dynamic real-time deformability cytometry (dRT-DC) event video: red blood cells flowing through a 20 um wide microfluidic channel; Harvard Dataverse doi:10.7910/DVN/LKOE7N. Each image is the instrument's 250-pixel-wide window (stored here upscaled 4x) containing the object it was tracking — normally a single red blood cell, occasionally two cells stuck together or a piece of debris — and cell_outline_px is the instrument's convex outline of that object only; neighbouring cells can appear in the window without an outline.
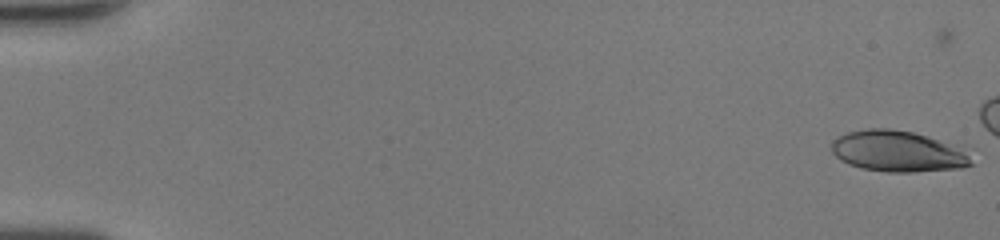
{"species": "human", "species_latin": "Homo sapiens", "temperature_condition": "room temperature", "stored_images_in_passage": 45, "camera_frame_rate_fps": 3000, "um_per_image_px": 0.085, "donor": {"sex": "female"}, "frame": {"image": 1, "passage_image": 1, "time_ms": 0.0, "image_size_px": [1000, 240], "cell_outline_px": [[976, 148], [972, 164], [964, 168], [912, 172], [888, 172], [860, 168], [848, 164], [840, 160], [832, 152], [832, 140], [836, 136], [848, 132], [868, 128], [888, 128], [912, 132]], "centroid_in_image_um": [76.49, 12.85], "position_along_channel_um": 8.5, "area_um2": 34.8}}
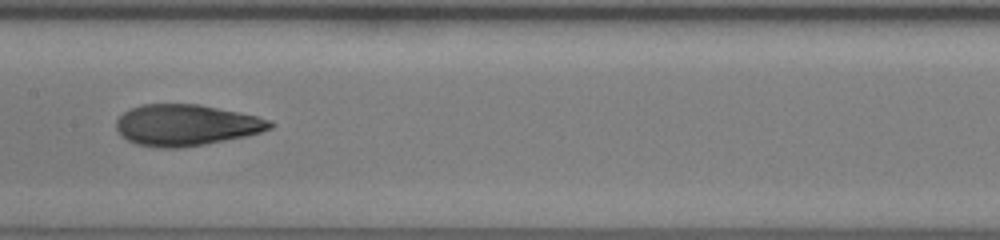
{"frame": {"image": 2, "passage_image": 27, "time_ms": 8.667, "image_size_px": [1000, 240], "cell_outline_px": [[276, 124], [272, 128], [260, 132], [244, 136], [204, 144], [180, 148], [156, 148], [136, 144], [120, 136], [116, 128], [116, 120], [124, 112], [132, 108], [144, 104], [200, 104], [240, 112], [272, 120]], "centroid_in_image_um": [15.82, 10.63], "position_along_channel_um": 191.6, "area_um2": 37.05}}
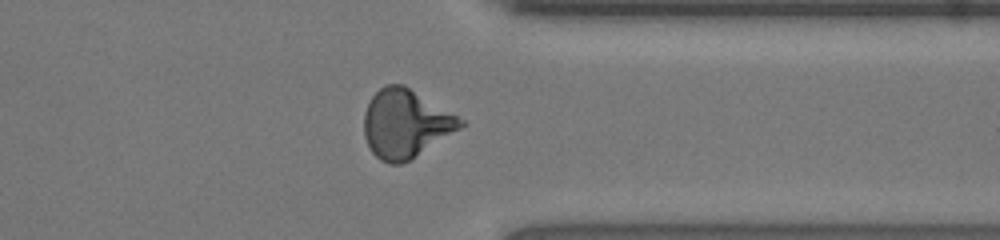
{"frame": {"image": 3, "passage_image": 40, "time_ms": 13.0, "image_size_px": [1000, 240], "cell_outline_px": [[468, 124], [412, 160], [400, 164], [388, 164], [380, 160], [372, 152], [364, 136], [364, 112], [372, 96], [384, 84], [404, 84], [464, 120]], "centroid_in_image_um": [34.49, 10.53], "position_along_channel_um": 376.9, "area_um2": 38.73}}